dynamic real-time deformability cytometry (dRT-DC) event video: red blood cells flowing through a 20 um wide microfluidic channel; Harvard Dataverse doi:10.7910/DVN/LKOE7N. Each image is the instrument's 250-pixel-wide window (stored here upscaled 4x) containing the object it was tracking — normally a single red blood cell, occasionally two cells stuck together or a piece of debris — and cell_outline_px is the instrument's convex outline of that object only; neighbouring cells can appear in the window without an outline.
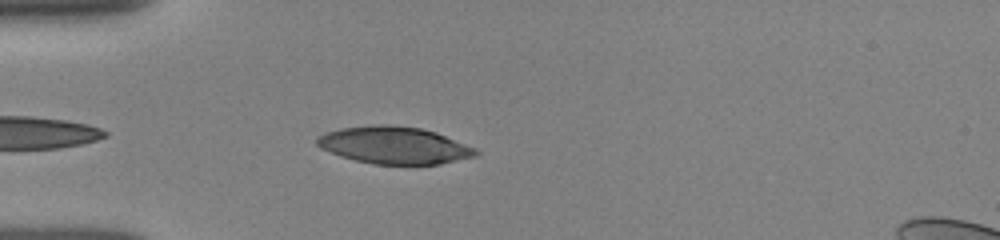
{"species": "human", "species_latin": "Homo sapiens", "temperature_condition": "room temperature", "stored_images_in_passage": 23, "camera_frame_rate_fps": 3000, "um_per_image_px": 0.085, "donor": {"sex": "female"}, "frame": {"image": 1, "passage_image": 3, "time_ms": 0.667, "image_size_px": [1000, 240], "cell_outline_px": [[480, 152], [476, 156], [440, 164], [372, 164], [340, 156], [320, 148], [316, 144], [316, 136], [340, 128], [380, 124], [388, 124], [420, 128], [436, 132], [476, 148]], "centroid_in_image_um": [33.51, 12.35], "position_along_channel_um": 51.5, "area_um2": 34.39}}
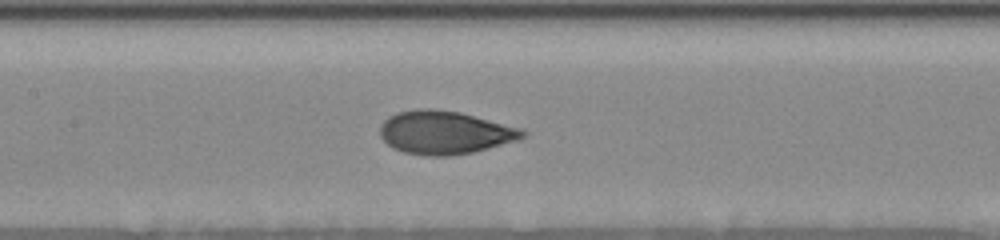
{"frame": {"image": 2, "passage_image": 13, "time_ms": 4.0, "image_size_px": [1000, 240], "cell_outline_px": [[528, 136], [516, 140], [488, 148], [472, 152], [452, 156], [424, 156], [404, 152], [392, 148], [380, 136], [380, 124], [388, 116], [396, 112], [416, 108], [436, 108], [460, 112], [520, 128], [528, 132]], "centroid_in_image_um": [37.77, 11.25], "position_along_channel_um": 169.6, "area_um2": 36.18}}
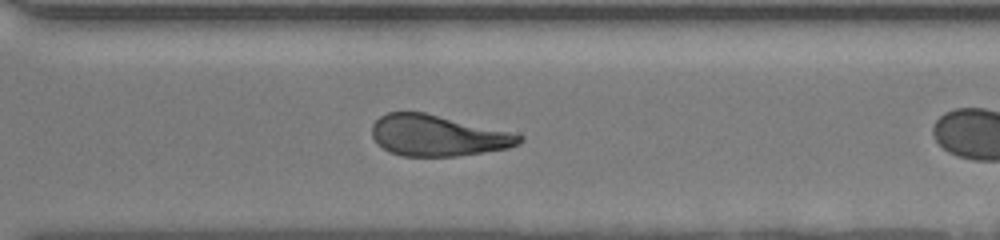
{"frame": {"image": 3, "passage_image": 22, "time_ms": 7.0, "image_size_px": [1000, 240], "cell_outline_px": [[524, 140], [520, 144], [508, 148], [460, 156], [400, 156], [388, 152], [376, 144], [372, 136], [372, 124], [380, 116], [388, 112], [424, 112], [508, 132], [524, 136]], "centroid_in_image_um": [37.15, 11.54], "position_along_channel_um": 333.5, "area_um2": 35.14}}